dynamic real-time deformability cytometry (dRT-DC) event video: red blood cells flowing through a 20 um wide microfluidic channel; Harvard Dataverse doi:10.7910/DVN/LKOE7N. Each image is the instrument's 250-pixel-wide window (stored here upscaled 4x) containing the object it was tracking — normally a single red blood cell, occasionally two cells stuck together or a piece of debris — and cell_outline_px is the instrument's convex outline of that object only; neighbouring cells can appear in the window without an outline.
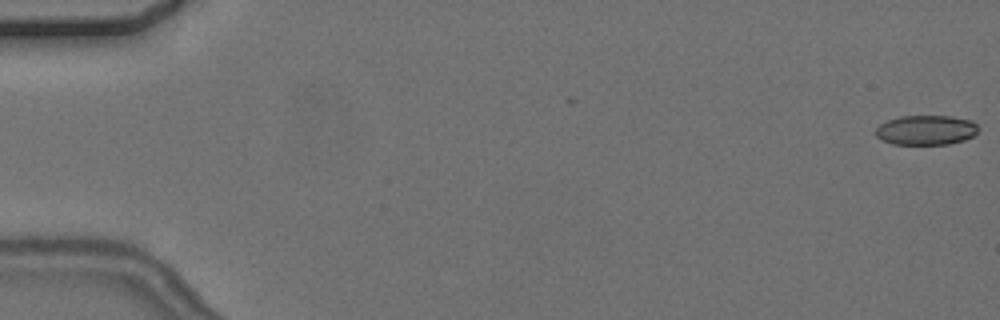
{"species": "common noctule bat (a hibernating species)", "species_latin": "Nyctalus noctula", "temperature_condition": "cold", "stored_images_in_passage": 3, "camera_frame_rate_fps": 3000, "um_per_image_px": 0.085, "animal": {"sex": "female", "body_mass_g": 24.6, "forearm_length_mm": 56.2}, "frame": {"image": 1, "passage_image": 1, "time_ms": 0.0, "image_size_px": [1000, 320], "cell_outline_px": [[980, 128], [972, 136], [964, 140], [948, 144], [892, 144], [880, 140], [876, 136], [876, 128], [880, 124], [888, 120], [900, 116], [948, 116], [972, 120]], "centroid_in_image_um": [78.7, 11.06], "position_along_channel_um": 6.3, "area_um2": 17.8}}